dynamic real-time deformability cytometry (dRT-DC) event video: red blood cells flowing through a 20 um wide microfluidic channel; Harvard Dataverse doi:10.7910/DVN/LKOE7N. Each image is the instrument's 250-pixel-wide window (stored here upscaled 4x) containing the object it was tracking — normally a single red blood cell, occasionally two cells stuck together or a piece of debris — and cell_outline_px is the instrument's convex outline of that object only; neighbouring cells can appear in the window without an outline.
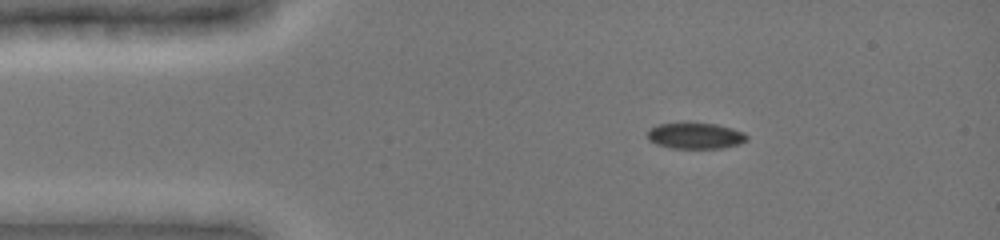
{"species": "common noctule bat (a hibernating species)", "species_latin": "Nyctalus noctula", "temperature_condition": "cold", "stored_images_in_passage": 42, "camera_frame_rate_fps": 3000, "um_per_image_px": 0.085, "animal": {"sex": "female", "body_mass_g": 19.0, "forearm_length_mm": 51.5}, "frame": {"image": 1, "passage_image": 1, "time_ms": 0.0, "image_size_px": [1000, 240], "cell_outline_px": [[748, 140], [724, 148], [668, 148], [656, 144], [648, 140], [648, 128], [660, 124], [716, 124], [732, 128], [744, 132], [748, 136]], "centroid_in_image_um": [59.1, 11.56], "position_along_channel_um": 25.9, "area_um2": 14.91}}
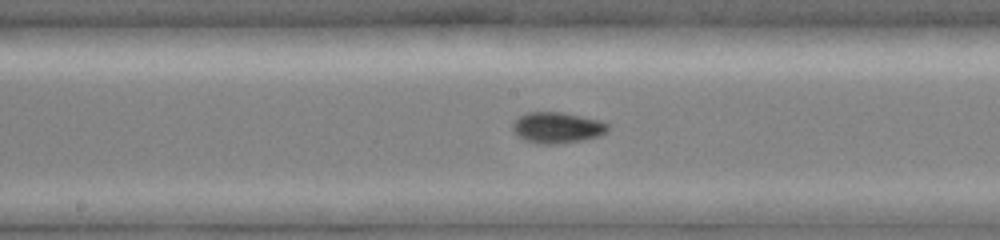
{"frame": {"image": 2, "passage_image": 18, "time_ms": 5.667, "image_size_px": [1000, 240], "cell_outline_px": [[608, 128], [600, 136], [584, 140], [556, 144], [536, 144], [524, 140], [516, 136], [512, 128], [512, 124], [520, 116], [528, 112], [560, 112], [600, 120], [608, 124]], "centroid_in_image_um": [47.33, 10.86], "position_along_channel_um": 200.9, "area_um2": 17.22}}
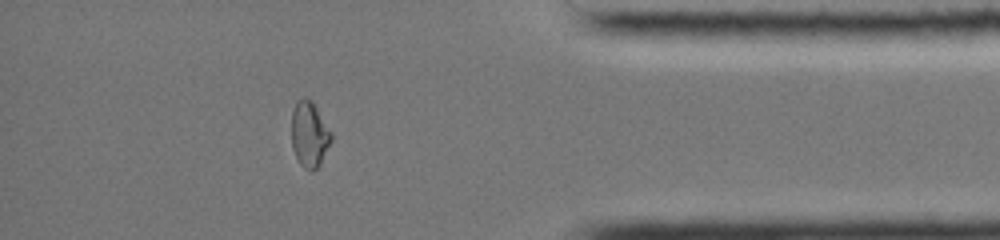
{"frame": {"image": 3, "passage_image": 36, "time_ms": 11.333, "image_size_px": [1000, 240], "cell_outline_px": [[332, 140], [320, 164], [312, 172], [308, 172], [300, 164], [292, 148], [292, 112], [296, 100], [312, 100], [332, 132]], "centroid_in_image_um": [26.31, 11.45], "position_along_channel_um": 408.9, "area_um2": 15.2}, "authors_computed_cell_mechanics": {"area_um2": 16.1262, "velocity_mm_per_s": 3.9702, "shape_relaxation_time_tau1_ms": null, "shape_relaxation_time_tau2_ms": 5.2382, "deformation_change_tau1": null, "deformation_change_tau2": 0.0309}}